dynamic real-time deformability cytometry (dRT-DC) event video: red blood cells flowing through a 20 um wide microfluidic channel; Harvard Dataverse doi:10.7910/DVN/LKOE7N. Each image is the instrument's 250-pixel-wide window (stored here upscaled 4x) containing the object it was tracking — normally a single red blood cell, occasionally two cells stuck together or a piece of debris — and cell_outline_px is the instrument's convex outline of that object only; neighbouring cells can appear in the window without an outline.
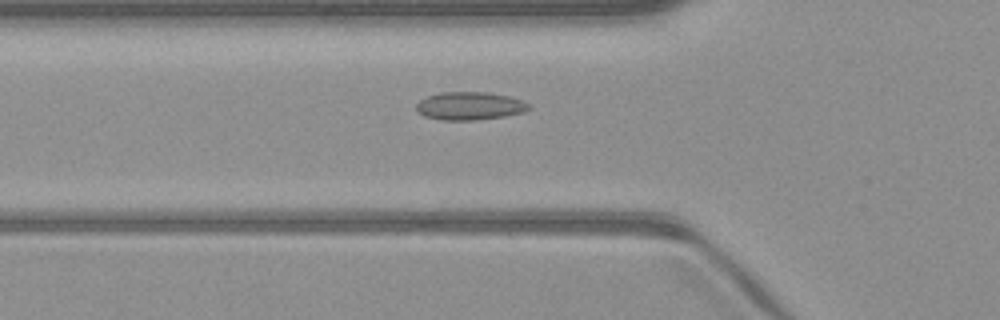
{"species": "common noctule bat (a hibernating species)", "species_latin": "Nyctalus noctula", "temperature_condition": "warm", "stored_images_in_passage": 50, "camera_frame_rate_fps": 3000, "um_per_image_px": 0.085, "animal": {"sex": "male", "body_mass_g": 23.1, "forearm_length_mm": 52.7}, "frame": {"image": 1, "passage_image": 17, "time_ms": 5.333, "image_size_px": [1000, 320], "cell_outline_px": [[532, 108], [524, 112], [504, 116], [472, 120], [444, 120], [424, 116], [416, 112], [416, 104], [420, 100], [428, 96], [440, 92], [488, 92], [508, 96], [532, 104]], "centroid_in_image_um": [39.93, 9.0], "position_along_channel_um": 85.9, "area_um2": 18.44}}
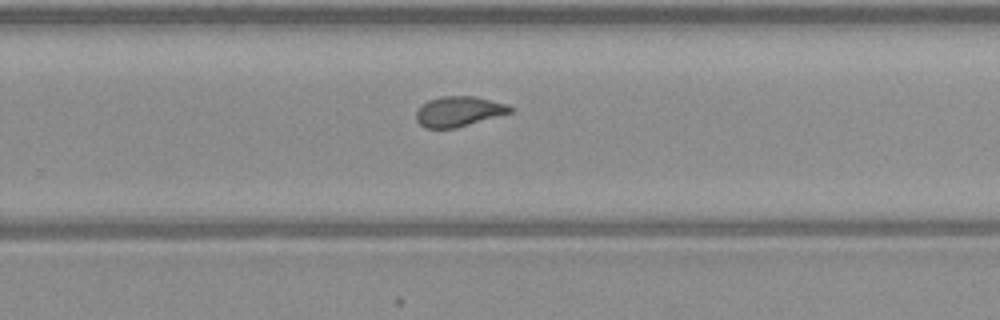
{"frame": {"image": 2, "passage_image": 32, "time_ms": 10.333, "image_size_px": [1000, 320], "cell_outline_px": [[512, 112], [456, 128], [424, 128], [416, 120], [416, 112], [428, 100], [440, 96], [476, 96], [508, 104], [512, 108]], "centroid_in_image_um": [39.0, 9.47], "position_along_channel_um": 290.8, "area_um2": 16.47}}
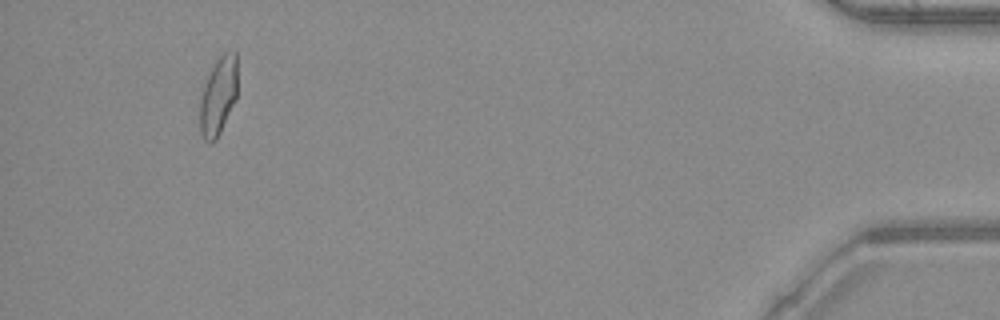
{"frame": {"image": 3, "passage_image": 47, "time_ms": 15.333, "image_size_px": [1000, 320], "cell_outline_px": [[236, 96], [220, 132], [216, 140], [204, 140], [200, 132], [200, 100], [204, 84], [216, 60], [224, 52], [236, 52]], "centroid_in_image_um": [18.53, 8.15], "position_along_channel_um": 416.7, "area_um2": 16.53}, "authors_computed_cell_mechanics": {"area_um2": 17.2822, "velocity_mm_per_s": 4.0896, "shape_relaxation_time_tau1_ms": null, "shape_relaxation_time_tau2_ms": 1.1815, "deformation_change_tau1": null, "deformation_change_tau2": 0.0805}}